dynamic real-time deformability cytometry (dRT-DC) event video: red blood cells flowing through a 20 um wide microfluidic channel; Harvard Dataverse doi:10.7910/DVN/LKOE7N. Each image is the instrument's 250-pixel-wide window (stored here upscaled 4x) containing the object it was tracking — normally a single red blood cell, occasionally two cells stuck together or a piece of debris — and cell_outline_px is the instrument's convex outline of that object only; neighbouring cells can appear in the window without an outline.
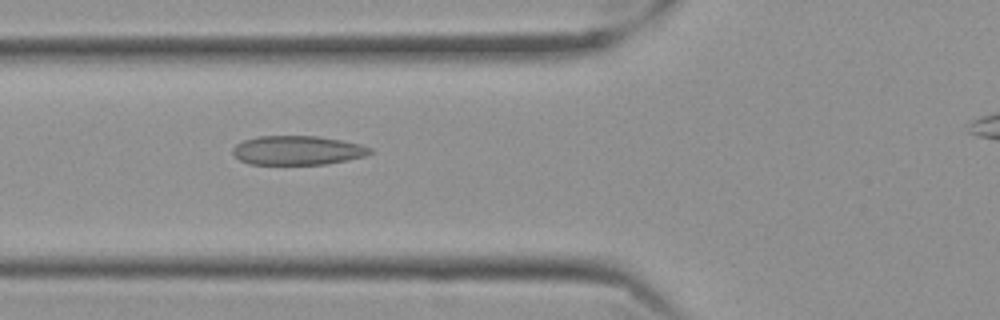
{"species": "Egyptian fruit bat (a non-hibernating species)", "species_latin": "Rousettus aegyptiacus", "temperature_condition": "cold", "stored_images_in_passage": 39, "camera_frame_rate_fps": 3000, "um_per_image_px": 0.085, "frame": {"image": 1, "passage_image": 8, "time_ms": 2.333, "image_size_px": [1000, 320], "cell_outline_px": [[372, 152], [364, 156], [348, 160], [324, 164], [248, 164], [240, 160], [232, 152], [232, 148], [236, 144], [244, 140], [256, 136], [320, 136], [360, 144], [372, 148]], "centroid_in_image_um": [25.27, 12.77], "position_along_channel_um": 100.5, "area_um2": 23.29}}
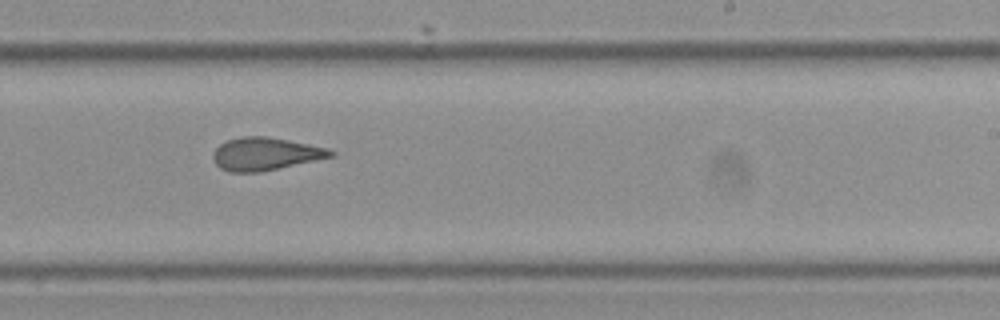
{"frame": {"image": 2, "passage_image": 22, "time_ms": 7.0, "image_size_px": [1000, 320], "cell_outline_px": [[336, 156], [260, 172], [232, 172], [220, 168], [212, 160], [212, 152], [220, 144], [228, 140], [240, 136], [264, 136], [288, 140], [328, 148], [336, 152]], "centroid_in_image_um": [22.55, 13.08], "position_along_channel_um": 266.4, "area_um2": 22.54}}
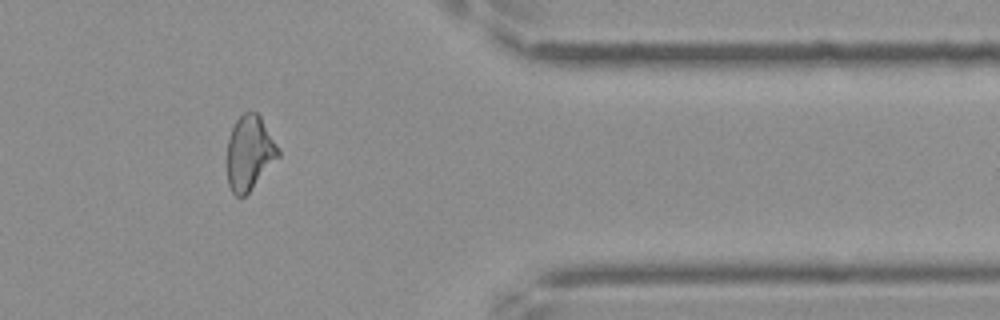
{"frame": {"image": 3, "passage_image": 34, "time_ms": 11.0, "image_size_px": [1000, 320], "cell_outline_px": [[280, 156], [248, 192], [244, 196], [236, 196], [232, 192], [228, 184], [228, 136], [236, 120], [244, 112], [256, 112], [260, 116], [280, 148]], "centroid_in_image_um": [21.22, 12.97], "position_along_channel_um": 390.2, "area_um2": 22.02}, "authors_computed_cell_mechanics": {"area_um2": 22.4842, "velocity_mm_per_s": 3.5409, "shape_relaxation_time_tau1_ms": null, "shape_relaxation_time_tau2_ms": 1.9618, "deformation_change_tau1": null, "deformation_change_tau2": 0.0957}}